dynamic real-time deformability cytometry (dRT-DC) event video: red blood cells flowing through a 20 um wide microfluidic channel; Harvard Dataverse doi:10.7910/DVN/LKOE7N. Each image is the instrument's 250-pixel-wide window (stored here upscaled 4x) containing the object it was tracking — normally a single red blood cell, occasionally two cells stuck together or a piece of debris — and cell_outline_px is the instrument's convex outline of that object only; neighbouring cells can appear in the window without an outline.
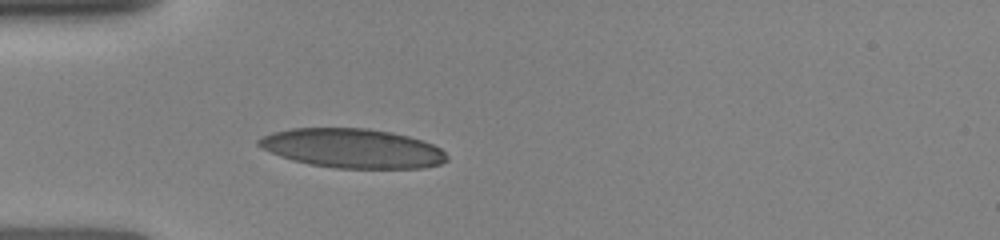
{"species": "human", "species_latin": "Homo sapiens", "temperature_condition": "room temperature", "stored_images_in_passage": 10, "camera_frame_rate_fps": 3000, "um_per_image_px": 0.085, "donor": {"sex": "female"}, "frame": {"image": 1, "passage_image": 7, "time_ms": 4.333, "image_size_px": [1000, 240], "cell_outline_px": [[448, 160], [440, 164], [424, 168], [336, 168], [308, 164], [292, 160], [280, 156], [260, 148], [256, 144], [256, 140], [272, 132], [292, 128], [368, 128], [392, 132], [408, 136], [432, 144], [440, 148], [448, 156]], "centroid_in_image_um": [29.93, 12.61], "position_along_channel_um": 55.1, "area_um2": 43.23}}
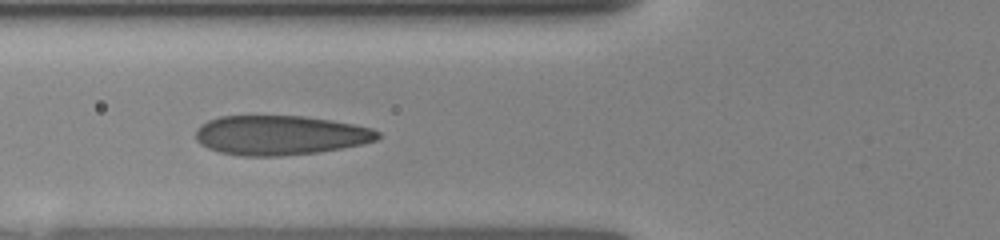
{"frame": {"image": 2, "passage_image": 9, "time_ms": 5.667, "image_size_px": [1000, 240], "cell_outline_px": [[380, 136], [376, 140], [364, 144], [316, 152], [280, 156], [240, 156], [220, 152], [208, 148], [200, 144], [196, 140], [196, 128], [200, 124], [208, 120], [220, 116], [304, 116], [332, 120], [372, 128], [380, 132]], "centroid_in_image_um": [23.79, 11.49], "position_along_channel_um": 102.0, "area_um2": 42.02}}